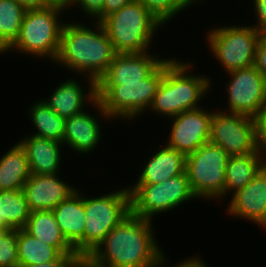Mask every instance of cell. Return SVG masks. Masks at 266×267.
Returning a JSON list of instances; mask_svg holds the SVG:
<instances>
[{"mask_svg": "<svg viewBox=\"0 0 266 267\" xmlns=\"http://www.w3.org/2000/svg\"><path fill=\"white\" fill-rule=\"evenodd\" d=\"M153 222L130 213L110 230L83 261L85 267H163L169 261L158 243ZM167 260V261H166Z\"/></svg>", "mask_w": 266, "mask_h": 267, "instance_id": "1", "label": "cell"}, {"mask_svg": "<svg viewBox=\"0 0 266 267\" xmlns=\"http://www.w3.org/2000/svg\"><path fill=\"white\" fill-rule=\"evenodd\" d=\"M87 27L78 21L64 23L55 64L96 83L106 73L116 52L101 22ZM94 27V28H93ZM82 74V75H81Z\"/></svg>", "mask_w": 266, "mask_h": 267, "instance_id": "2", "label": "cell"}, {"mask_svg": "<svg viewBox=\"0 0 266 267\" xmlns=\"http://www.w3.org/2000/svg\"><path fill=\"white\" fill-rule=\"evenodd\" d=\"M193 65L187 60L183 62L172 57L165 58L164 75L150 111L155 112V115L172 118L184 111L202 107L199 102L202 103L204 95L213 85L206 75L190 74Z\"/></svg>", "mask_w": 266, "mask_h": 267, "instance_id": "3", "label": "cell"}, {"mask_svg": "<svg viewBox=\"0 0 266 267\" xmlns=\"http://www.w3.org/2000/svg\"><path fill=\"white\" fill-rule=\"evenodd\" d=\"M164 75V61L142 83L96 86L97 100L92 104L99 117L134 120L147 111Z\"/></svg>", "mask_w": 266, "mask_h": 267, "instance_id": "4", "label": "cell"}, {"mask_svg": "<svg viewBox=\"0 0 266 267\" xmlns=\"http://www.w3.org/2000/svg\"><path fill=\"white\" fill-rule=\"evenodd\" d=\"M101 23L116 54L150 51L152 38L158 34L159 28H163L141 3L134 0L105 17Z\"/></svg>", "mask_w": 266, "mask_h": 267, "instance_id": "5", "label": "cell"}, {"mask_svg": "<svg viewBox=\"0 0 266 267\" xmlns=\"http://www.w3.org/2000/svg\"><path fill=\"white\" fill-rule=\"evenodd\" d=\"M63 11L57 7L26 10L19 36L6 51L7 54L8 51L18 50L17 53L48 58L55 62L60 50L61 30L65 23L59 19L63 18L60 17L64 15Z\"/></svg>", "mask_w": 266, "mask_h": 267, "instance_id": "6", "label": "cell"}, {"mask_svg": "<svg viewBox=\"0 0 266 267\" xmlns=\"http://www.w3.org/2000/svg\"><path fill=\"white\" fill-rule=\"evenodd\" d=\"M117 190L99 197L88 198L84 195V260L98 247L107 233L131 213L128 186Z\"/></svg>", "mask_w": 266, "mask_h": 267, "instance_id": "7", "label": "cell"}, {"mask_svg": "<svg viewBox=\"0 0 266 267\" xmlns=\"http://www.w3.org/2000/svg\"><path fill=\"white\" fill-rule=\"evenodd\" d=\"M229 156L220 146L210 142L186 156L185 172L196 198L222 201Z\"/></svg>", "mask_w": 266, "mask_h": 267, "instance_id": "8", "label": "cell"}, {"mask_svg": "<svg viewBox=\"0 0 266 267\" xmlns=\"http://www.w3.org/2000/svg\"><path fill=\"white\" fill-rule=\"evenodd\" d=\"M131 213L152 221L160 213L173 210L196 197L191 191L186 172L156 184L128 186Z\"/></svg>", "mask_w": 266, "mask_h": 267, "instance_id": "9", "label": "cell"}, {"mask_svg": "<svg viewBox=\"0 0 266 267\" xmlns=\"http://www.w3.org/2000/svg\"><path fill=\"white\" fill-rule=\"evenodd\" d=\"M261 36L253 24L213 27L206 40L212 56L219 61L225 73L254 65L256 46Z\"/></svg>", "mask_w": 266, "mask_h": 267, "instance_id": "10", "label": "cell"}, {"mask_svg": "<svg viewBox=\"0 0 266 267\" xmlns=\"http://www.w3.org/2000/svg\"><path fill=\"white\" fill-rule=\"evenodd\" d=\"M209 142L220 146L230 156L255 153L261 148L257 120L217 109L211 119Z\"/></svg>", "mask_w": 266, "mask_h": 267, "instance_id": "11", "label": "cell"}, {"mask_svg": "<svg viewBox=\"0 0 266 267\" xmlns=\"http://www.w3.org/2000/svg\"><path fill=\"white\" fill-rule=\"evenodd\" d=\"M227 75L230 79L226 85L229 107L226 112L257 118L266 100V78L254 65Z\"/></svg>", "mask_w": 266, "mask_h": 267, "instance_id": "12", "label": "cell"}, {"mask_svg": "<svg viewBox=\"0 0 266 267\" xmlns=\"http://www.w3.org/2000/svg\"><path fill=\"white\" fill-rule=\"evenodd\" d=\"M212 116L213 110L199 107L170 118L173 122L166 145L185 156L194 153L209 142Z\"/></svg>", "mask_w": 266, "mask_h": 267, "instance_id": "13", "label": "cell"}, {"mask_svg": "<svg viewBox=\"0 0 266 267\" xmlns=\"http://www.w3.org/2000/svg\"><path fill=\"white\" fill-rule=\"evenodd\" d=\"M158 54H116L106 73L96 86H119L124 83H142L163 61Z\"/></svg>", "mask_w": 266, "mask_h": 267, "instance_id": "14", "label": "cell"}, {"mask_svg": "<svg viewBox=\"0 0 266 267\" xmlns=\"http://www.w3.org/2000/svg\"><path fill=\"white\" fill-rule=\"evenodd\" d=\"M227 206L229 215L266 229V165L245 187L232 194Z\"/></svg>", "mask_w": 266, "mask_h": 267, "instance_id": "15", "label": "cell"}, {"mask_svg": "<svg viewBox=\"0 0 266 267\" xmlns=\"http://www.w3.org/2000/svg\"><path fill=\"white\" fill-rule=\"evenodd\" d=\"M59 174L30 175L22 188L30 212L53 210L77 190L58 178Z\"/></svg>", "mask_w": 266, "mask_h": 267, "instance_id": "16", "label": "cell"}, {"mask_svg": "<svg viewBox=\"0 0 266 267\" xmlns=\"http://www.w3.org/2000/svg\"><path fill=\"white\" fill-rule=\"evenodd\" d=\"M77 189L52 211L67 242L84 261L85 204L83 192ZM83 195V196H82Z\"/></svg>", "mask_w": 266, "mask_h": 267, "instance_id": "17", "label": "cell"}, {"mask_svg": "<svg viewBox=\"0 0 266 267\" xmlns=\"http://www.w3.org/2000/svg\"><path fill=\"white\" fill-rule=\"evenodd\" d=\"M88 89L74 79L65 80L53 89L49 98L43 101L60 117L70 118L87 110L86 104H93L97 100L96 82L87 77ZM87 92V93H86ZM88 102V103H86Z\"/></svg>", "mask_w": 266, "mask_h": 267, "instance_id": "18", "label": "cell"}, {"mask_svg": "<svg viewBox=\"0 0 266 267\" xmlns=\"http://www.w3.org/2000/svg\"><path fill=\"white\" fill-rule=\"evenodd\" d=\"M100 118L96 114L83 111L80 114L73 115L66 119L65 133L63 136V146H67L74 153L87 155L94 148H98L101 138L102 126L99 124ZM101 126V127H100ZM65 144V145H64Z\"/></svg>", "mask_w": 266, "mask_h": 267, "instance_id": "19", "label": "cell"}, {"mask_svg": "<svg viewBox=\"0 0 266 267\" xmlns=\"http://www.w3.org/2000/svg\"><path fill=\"white\" fill-rule=\"evenodd\" d=\"M25 149L31 174H58L63 143L32 134L18 141ZM61 158V159H60Z\"/></svg>", "mask_w": 266, "mask_h": 267, "instance_id": "20", "label": "cell"}, {"mask_svg": "<svg viewBox=\"0 0 266 267\" xmlns=\"http://www.w3.org/2000/svg\"><path fill=\"white\" fill-rule=\"evenodd\" d=\"M163 146L149 156L135 184L161 183L185 172L186 156L165 144Z\"/></svg>", "mask_w": 266, "mask_h": 267, "instance_id": "21", "label": "cell"}, {"mask_svg": "<svg viewBox=\"0 0 266 267\" xmlns=\"http://www.w3.org/2000/svg\"><path fill=\"white\" fill-rule=\"evenodd\" d=\"M266 165V150L229 156L225 172L224 197L245 187ZM227 195V196H226Z\"/></svg>", "mask_w": 266, "mask_h": 267, "instance_id": "22", "label": "cell"}, {"mask_svg": "<svg viewBox=\"0 0 266 267\" xmlns=\"http://www.w3.org/2000/svg\"><path fill=\"white\" fill-rule=\"evenodd\" d=\"M24 230L38 240L55 246L62 254H76L61 233L52 210L30 212Z\"/></svg>", "mask_w": 266, "mask_h": 267, "instance_id": "23", "label": "cell"}, {"mask_svg": "<svg viewBox=\"0 0 266 267\" xmlns=\"http://www.w3.org/2000/svg\"><path fill=\"white\" fill-rule=\"evenodd\" d=\"M30 175L25 149L17 142L0 158V191L22 190Z\"/></svg>", "mask_w": 266, "mask_h": 267, "instance_id": "24", "label": "cell"}, {"mask_svg": "<svg viewBox=\"0 0 266 267\" xmlns=\"http://www.w3.org/2000/svg\"><path fill=\"white\" fill-rule=\"evenodd\" d=\"M30 210L22 190L0 191V231L24 229Z\"/></svg>", "mask_w": 266, "mask_h": 267, "instance_id": "25", "label": "cell"}, {"mask_svg": "<svg viewBox=\"0 0 266 267\" xmlns=\"http://www.w3.org/2000/svg\"><path fill=\"white\" fill-rule=\"evenodd\" d=\"M19 267L56 261L62 253L55 247L31 236L24 229H17Z\"/></svg>", "mask_w": 266, "mask_h": 267, "instance_id": "26", "label": "cell"}, {"mask_svg": "<svg viewBox=\"0 0 266 267\" xmlns=\"http://www.w3.org/2000/svg\"><path fill=\"white\" fill-rule=\"evenodd\" d=\"M29 116L35 129L34 136L62 142L66 119L55 113L42 99L31 104Z\"/></svg>", "mask_w": 266, "mask_h": 267, "instance_id": "27", "label": "cell"}, {"mask_svg": "<svg viewBox=\"0 0 266 267\" xmlns=\"http://www.w3.org/2000/svg\"><path fill=\"white\" fill-rule=\"evenodd\" d=\"M25 12L15 0H0V50L3 53L17 40Z\"/></svg>", "mask_w": 266, "mask_h": 267, "instance_id": "28", "label": "cell"}, {"mask_svg": "<svg viewBox=\"0 0 266 267\" xmlns=\"http://www.w3.org/2000/svg\"><path fill=\"white\" fill-rule=\"evenodd\" d=\"M141 3L150 14L162 25L170 22L177 14L191 7L188 0H134Z\"/></svg>", "mask_w": 266, "mask_h": 267, "instance_id": "29", "label": "cell"}, {"mask_svg": "<svg viewBox=\"0 0 266 267\" xmlns=\"http://www.w3.org/2000/svg\"><path fill=\"white\" fill-rule=\"evenodd\" d=\"M0 267H19L17 229L0 231Z\"/></svg>", "mask_w": 266, "mask_h": 267, "instance_id": "30", "label": "cell"}, {"mask_svg": "<svg viewBox=\"0 0 266 267\" xmlns=\"http://www.w3.org/2000/svg\"><path fill=\"white\" fill-rule=\"evenodd\" d=\"M75 5L80 7L83 14H87L86 17L89 15L93 19V22L102 21L103 0H72L70 9H72Z\"/></svg>", "mask_w": 266, "mask_h": 267, "instance_id": "31", "label": "cell"}, {"mask_svg": "<svg viewBox=\"0 0 266 267\" xmlns=\"http://www.w3.org/2000/svg\"><path fill=\"white\" fill-rule=\"evenodd\" d=\"M83 260L77 254H62L56 261L25 267H82Z\"/></svg>", "mask_w": 266, "mask_h": 267, "instance_id": "32", "label": "cell"}, {"mask_svg": "<svg viewBox=\"0 0 266 267\" xmlns=\"http://www.w3.org/2000/svg\"><path fill=\"white\" fill-rule=\"evenodd\" d=\"M254 66L266 78V34L257 42Z\"/></svg>", "mask_w": 266, "mask_h": 267, "instance_id": "33", "label": "cell"}, {"mask_svg": "<svg viewBox=\"0 0 266 267\" xmlns=\"http://www.w3.org/2000/svg\"><path fill=\"white\" fill-rule=\"evenodd\" d=\"M254 14L257 16V25L253 27L261 34H266V0H252Z\"/></svg>", "mask_w": 266, "mask_h": 267, "instance_id": "34", "label": "cell"}, {"mask_svg": "<svg viewBox=\"0 0 266 267\" xmlns=\"http://www.w3.org/2000/svg\"><path fill=\"white\" fill-rule=\"evenodd\" d=\"M257 120L258 140L263 149L266 150V100L262 105V109Z\"/></svg>", "mask_w": 266, "mask_h": 267, "instance_id": "35", "label": "cell"}, {"mask_svg": "<svg viewBox=\"0 0 266 267\" xmlns=\"http://www.w3.org/2000/svg\"><path fill=\"white\" fill-rule=\"evenodd\" d=\"M133 0H103L102 20L111 13L120 10Z\"/></svg>", "mask_w": 266, "mask_h": 267, "instance_id": "36", "label": "cell"}, {"mask_svg": "<svg viewBox=\"0 0 266 267\" xmlns=\"http://www.w3.org/2000/svg\"><path fill=\"white\" fill-rule=\"evenodd\" d=\"M203 261V259L195 255L193 258L190 257L189 259L180 261L179 263L171 267H207V264Z\"/></svg>", "mask_w": 266, "mask_h": 267, "instance_id": "37", "label": "cell"}, {"mask_svg": "<svg viewBox=\"0 0 266 267\" xmlns=\"http://www.w3.org/2000/svg\"><path fill=\"white\" fill-rule=\"evenodd\" d=\"M18 2L25 10L42 9L47 7L43 0H15Z\"/></svg>", "mask_w": 266, "mask_h": 267, "instance_id": "38", "label": "cell"}, {"mask_svg": "<svg viewBox=\"0 0 266 267\" xmlns=\"http://www.w3.org/2000/svg\"><path fill=\"white\" fill-rule=\"evenodd\" d=\"M72 0H43L44 4L47 7H57L60 8L62 10H66L68 8L69 10V6L71 4Z\"/></svg>", "mask_w": 266, "mask_h": 267, "instance_id": "39", "label": "cell"}, {"mask_svg": "<svg viewBox=\"0 0 266 267\" xmlns=\"http://www.w3.org/2000/svg\"><path fill=\"white\" fill-rule=\"evenodd\" d=\"M192 5H193V3L194 4H196L197 2L199 3V2H202V0L200 1V0H188ZM196 2V3H195Z\"/></svg>", "mask_w": 266, "mask_h": 267, "instance_id": "40", "label": "cell"}]
</instances>
